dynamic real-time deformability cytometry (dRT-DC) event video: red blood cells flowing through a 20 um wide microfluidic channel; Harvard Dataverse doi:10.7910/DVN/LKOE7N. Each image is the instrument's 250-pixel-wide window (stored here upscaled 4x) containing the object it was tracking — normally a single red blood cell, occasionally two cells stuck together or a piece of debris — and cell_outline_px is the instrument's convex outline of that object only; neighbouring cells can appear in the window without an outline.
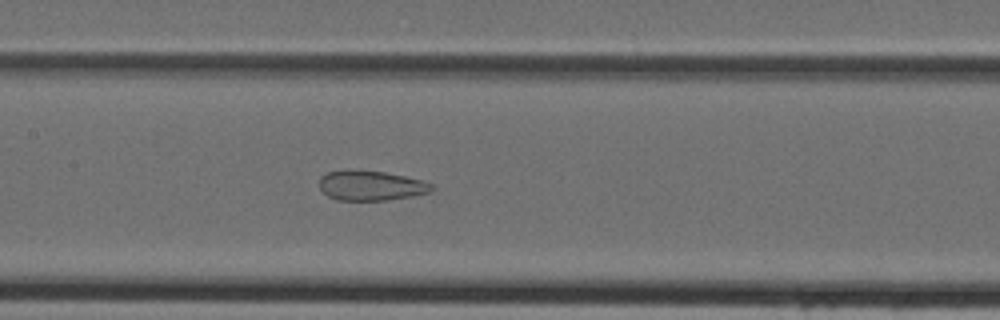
{"species": "Egyptian fruit bat (a non-hibernating species)", "species_latin": "Rousettus aegyptiacus", "temperature_condition": "cold", "stored_images_in_passage": 43, "camera_frame_rate_fps": 3000, "um_per_image_px": 0.085, "animal": {"sex": "female"}, "frame": {"image": 1, "passage_image": 19, "time_ms": 6.0, "image_size_px": [1000, 320], "cell_outline_px": [[436, 188], [432, 192], [412, 196], [388, 200], [336, 200], [328, 196], [320, 188], [320, 176], [328, 172], [348, 168], [384, 172], [404, 176], [420, 180], [432, 184]], "centroid_in_image_um": [31.52, 15.76], "position_along_channel_um": 175.9, "area_um2": 19.83}}
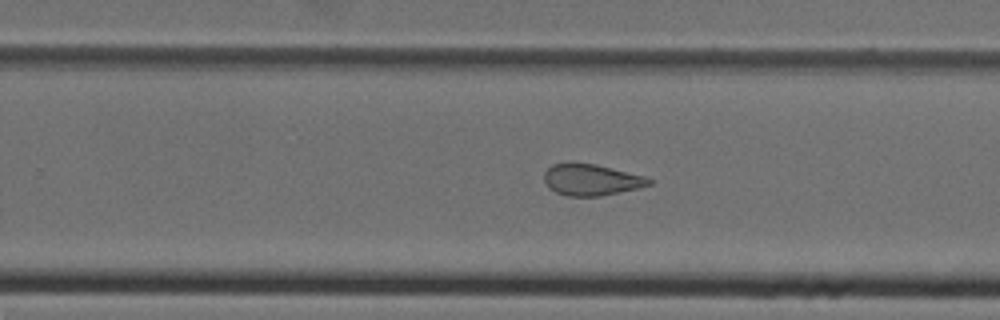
{"frame": {"image": 2, "passage_image": 26, "time_ms": 8.333, "image_size_px": [1000, 320], "cell_outline_px": [[652, 184], [620, 192], [600, 196], [568, 196], [556, 192], [548, 188], [544, 180], [544, 172], [552, 164], [596, 164], [644, 176], [652, 180]], "centroid_in_image_um": [50.24, 15.3], "position_along_channel_um": 279.6, "area_um2": 18.84}}
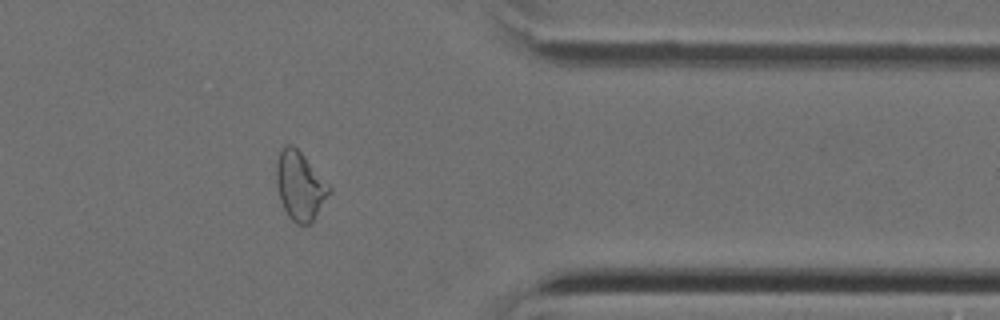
{"frame": {"image": 3, "passage_image": 34, "time_ms": 11.0, "image_size_px": [1000, 320], "cell_outline_px": [[332, 192], [312, 220], [308, 224], [296, 224], [288, 216], [280, 200], [276, 184], [276, 164], [280, 152], [284, 144], [292, 144], [304, 156], [332, 188]], "centroid_in_image_um": [25.49, 15.79], "position_along_channel_um": 385.9, "area_um2": 20.92}}